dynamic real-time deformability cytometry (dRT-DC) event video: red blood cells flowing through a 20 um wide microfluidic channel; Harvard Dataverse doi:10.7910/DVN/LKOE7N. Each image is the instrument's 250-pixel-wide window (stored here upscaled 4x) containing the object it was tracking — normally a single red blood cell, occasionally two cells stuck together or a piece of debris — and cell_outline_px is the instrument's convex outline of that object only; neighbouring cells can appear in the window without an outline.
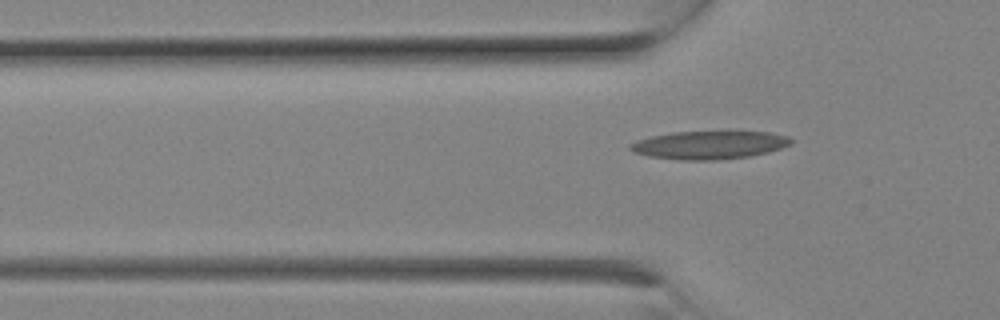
{"species": "Egyptian fruit bat (a non-hibernating species)", "species_latin": "Rousettus aegyptiacus", "temperature_condition": "room temperature", "stored_images_in_passage": 3, "camera_frame_rate_fps": 3000, "um_per_image_px": 0.085, "animal": {"sex": "female"}, "frame": {"image": 1, "passage_image": 3, "time_ms": 0.667, "image_size_px": [1000, 320], "cell_outline_px": [[796, 140], [792, 144], [768, 152], [748, 156], [716, 160], [680, 160], [648, 156], [636, 152], [628, 148], [628, 144], [636, 140], [652, 136], [672, 132], [772, 132], [788, 136]], "centroid_in_image_um": [60.31, 12.32], "position_along_channel_um": 65.5, "area_um2": 26.36}}